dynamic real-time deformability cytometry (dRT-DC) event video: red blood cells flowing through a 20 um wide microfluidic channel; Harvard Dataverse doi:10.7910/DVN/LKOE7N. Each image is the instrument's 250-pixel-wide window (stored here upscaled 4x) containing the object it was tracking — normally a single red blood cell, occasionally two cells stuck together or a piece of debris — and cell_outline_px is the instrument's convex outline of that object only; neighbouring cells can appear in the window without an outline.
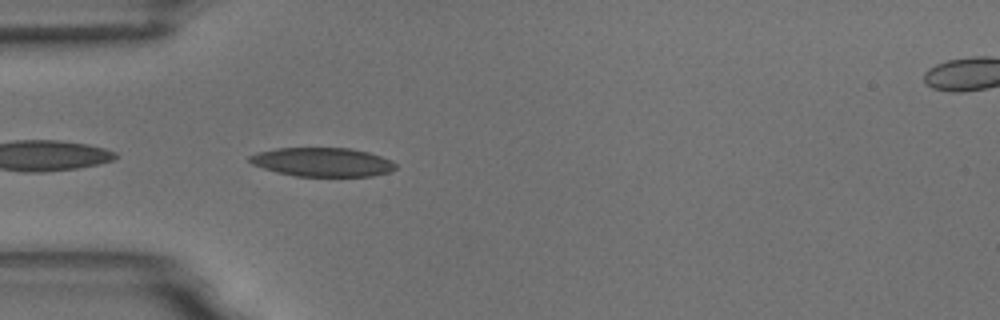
{"species": "common noctule bat (a hibernating species)", "species_latin": "Nyctalus noctula", "temperature_condition": "room temperature", "stored_images_in_passage": 5, "segment_of_instrument_passage": [1, 2], "camera_frame_rate_fps": 3000, "um_per_image_px": 0.085, "animal": {"sex": "male", "body_mass_g": 18.8}, "frame": {"image": 1, "passage_image": 4, "time_ms": 3.667, "image_size_px": [1000, 320], "cell_outline_px": [[396, 168], [392, 172], [372, 176], [296, 176], [276, 172], [252, 164], [248, 160], [248, 156], [256, 152], [276, 148], [352, 148], [368, 152], [392, 160], [396, 164]], "centroid_in_image_um": [27.41, 13.77], "position_along_channel_um": 57.6, "area_um2": 24.74}}